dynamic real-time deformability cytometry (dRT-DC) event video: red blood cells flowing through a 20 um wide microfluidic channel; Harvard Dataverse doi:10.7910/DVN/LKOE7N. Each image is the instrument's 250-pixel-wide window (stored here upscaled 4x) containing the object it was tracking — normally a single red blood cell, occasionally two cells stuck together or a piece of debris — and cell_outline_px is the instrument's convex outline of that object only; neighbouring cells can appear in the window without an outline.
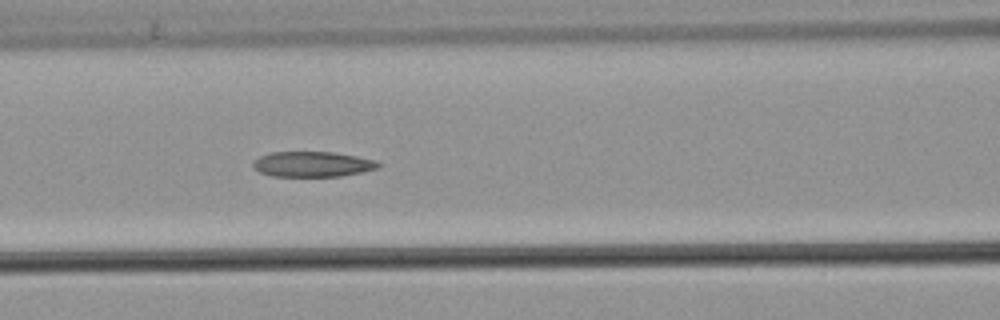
{"species": "common noctule bat (a hibernating species)", "species_latin": "Nyctalus noctula", "temperature_condition": "warm", "stored_images_in_passage": 44, "camera_frame_rate_fps": 3000, "um_per_image_px": 0.085, "animal": {"sex": "male", "body_mass_g": 21.5, "forearm_length_mm": 52.0}, "frame": {"image": 1, "passage_image": 19, "time_ms": 6.0, "image_size_px": [1000, 320], "cell_outline_px": [[384, 164], [380, 168], [340, 176], [272, 176], [260, 172], [252, 168], [252, 164], [260, 156], [272, 152], [332, 152], [356, 156], [376, 160]], "centroid_in_image_um": [26.6, 13.95], "position_along_channel_um": 140.0, "area_um2": 18.5}, "authors_computed_cell_mechanics": {"area_um2": 19.2474, "velocity_mm_per_s": 3.8612, "shape_relaxation_time_tau1_ms": null, "shape_relaxation_time_tau2_ms": 4.007, "deformation_change_tau1": null, "deformation_change_tau2": 0.1122}}